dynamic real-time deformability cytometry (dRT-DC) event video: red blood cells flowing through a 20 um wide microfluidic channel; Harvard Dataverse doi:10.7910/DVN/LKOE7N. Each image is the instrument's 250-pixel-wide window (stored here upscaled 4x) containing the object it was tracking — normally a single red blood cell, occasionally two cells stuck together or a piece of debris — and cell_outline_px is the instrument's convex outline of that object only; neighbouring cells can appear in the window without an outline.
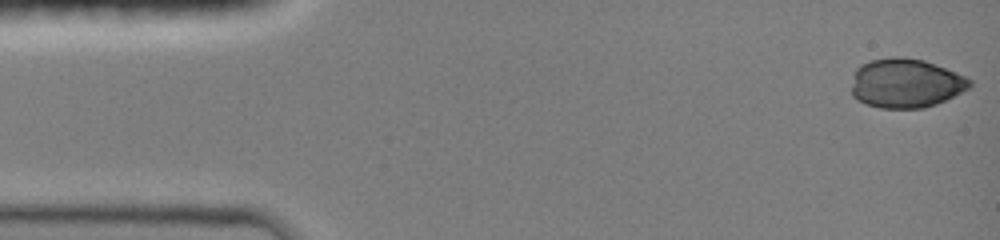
{"species": "common noctule bat (a hibernating species)", "species_latin": "Nyctalus noctula", "temperature_condition": "room temperature", "stored_images_in_passage": 45, "camera_frame_rate_fps": 3000, "um_per_image_px": 0.085, "animal": {"sex": "female", "body_mass_g": 19.0, "forearm_length_mm": 51.5}, "frame": {"image": 1, "passage_image": 1, "time_ms": 0.0, "image_size_px": [1000, 240], "cell_outline_px": [[972, 84], [968, 88], [936, 104], [924, 108], [880, 108], [868, 104], [852, 96], [852, 84], [856, 68], [872, 60], [892, 56], [900, 56], [924, 60], [956, 72], [972, 80]], "centroid_in_image_um": [76.99, 7.06], "position_along_channel_um": 8.0, "area_um2": 33.64}}